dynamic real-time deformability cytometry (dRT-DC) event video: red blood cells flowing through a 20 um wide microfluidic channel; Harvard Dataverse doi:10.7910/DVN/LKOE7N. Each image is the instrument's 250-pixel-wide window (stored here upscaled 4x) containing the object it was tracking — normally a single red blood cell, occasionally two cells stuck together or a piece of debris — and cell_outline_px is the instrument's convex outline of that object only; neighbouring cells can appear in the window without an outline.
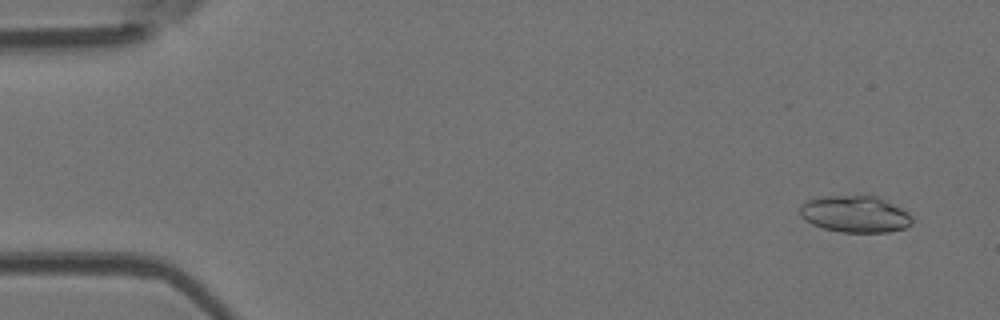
{"species": "Egyptian fruit bat (a non-hibernating species)", "species_latin": "Rousettus aegyptiacus", "temperature_condition": "room temperature", "stored_images_in_passage": 9, "camera_frame_rate_fps": 3000, "um_per_image_px": 0.085, "animal": {"sex": "female"}, "frame": {"image": 1, "passage_image": 3, "time_ms": 0.667, "image_size_px": [1000, 320], "cell_outline_px": [[912, 224], [904, 228], [888, 232], [840, 232], [824, 228], [812, 224], [800, 216], [800, 204], [816, 196], [868, 192], [872, 192], [908, 212], [912, 216]], "centroid_in_image_um": [72.68, 18.13], "position_along_channel_um": 12.3, "area_um2": 25.09}}